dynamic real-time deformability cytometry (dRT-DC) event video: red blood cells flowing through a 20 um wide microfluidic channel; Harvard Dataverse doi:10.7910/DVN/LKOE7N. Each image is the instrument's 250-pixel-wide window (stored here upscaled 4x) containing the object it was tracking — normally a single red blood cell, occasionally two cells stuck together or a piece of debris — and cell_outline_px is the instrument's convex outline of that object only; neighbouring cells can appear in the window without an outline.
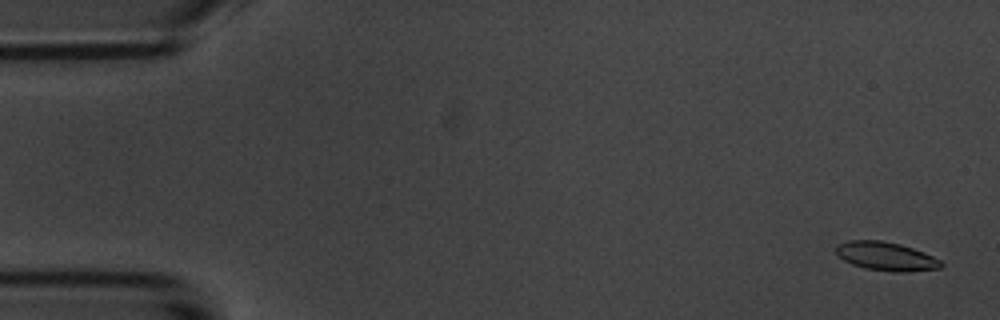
{"species": "common noctule bat (a hibernating species)", "species_latin": "Nyctalus noctula", "temperature_condition": "room temperature", "stored_images_in_passage": 5, "camera_frame_rate_fps": 3000, "um_per_image_px": 0.085, "animal": {"sex": "male", "body_mass_g": 20.1, "forearm_length_mm": 53.5}, "frame": {"image": 1, "passage_image": 1, "time_ms": 0.0, "image_size_px": [1000, 320], "cell_outline_px": [[944, 264], [940, 268], [904, 272], [892, 272], [864, 268], [852, 264], [844, 260], [836, 252], [836, 244], [848, 240], [880, 240], [900, 244], [924, 252], [940, 260]], "centroid_in_image_um": [75.3, 21.78], "position_along_channel_um": 9.7, "area_um2": 17.51}}
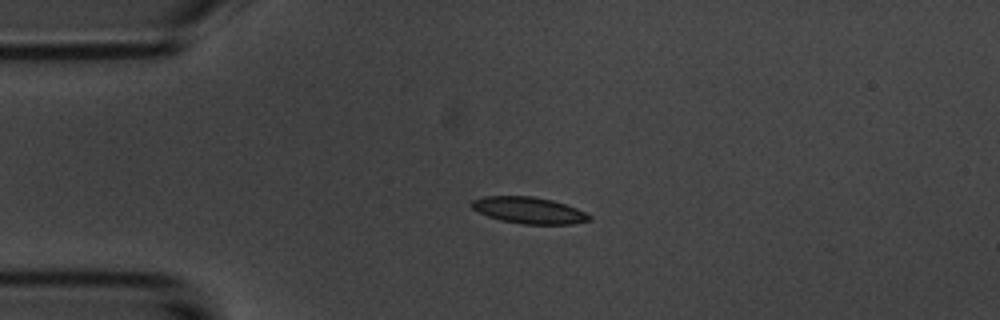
{"frame": {"image": 2, "passage_image": 4, "time_ms": 3.667, "image_size_px": [1000, 320], "cell_outline_px": [[592, 220], [572, 224], [524, 224], [500, 220], [488, 216], [472, 208], [468, 204], [472, 200], [484, 196], [532, 196], [552, 200], [576, 208], [592, 216]], "centroid_in_image_um": [44.94, 17.87], "position_along_channel_um": 40.1, "area_um2": 18.15}}